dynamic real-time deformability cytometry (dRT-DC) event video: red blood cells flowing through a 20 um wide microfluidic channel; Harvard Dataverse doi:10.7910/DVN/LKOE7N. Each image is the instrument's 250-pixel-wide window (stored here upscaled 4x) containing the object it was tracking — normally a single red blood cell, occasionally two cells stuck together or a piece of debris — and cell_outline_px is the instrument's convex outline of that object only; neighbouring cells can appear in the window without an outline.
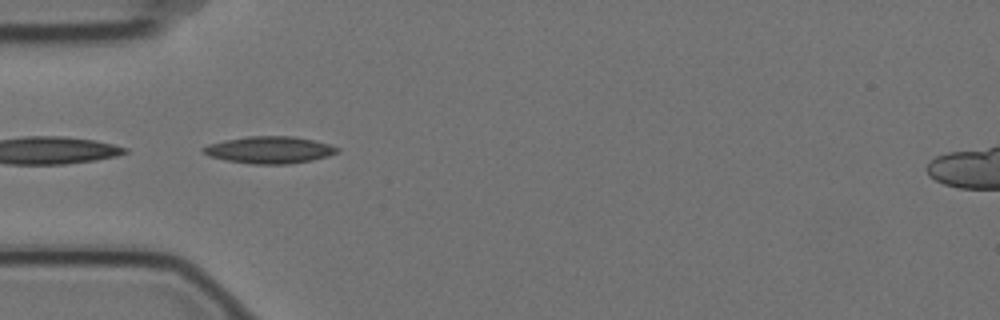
{"species": "Egyptian fruit bat (a non-hibernating species)", "species_latin": "Rousettus aegyptiacus", "temperature_condition": "cold", "stored_images_in_passage": 10, "camera_frame_rate_fps": 3000, "um_per_image_px": 0.085, "animal": {"sex": "female"}, "frame": {"image": 1, "passage_image": 5, "time_ms": 1.333, "image_size_px": [1000, 320], "cell_outline_px": [[340, 148], [336, 152], [328, 156], [312, 160], [288, 164], [252, 164], [224, 160], [208, 156], [200, 148], [208, 144], [248, 136], [292, 136], [312, 140], [328, 144]], "centroid_in_image_um": [22.88, 12.75], "position_along_channel_um": 62.1, "area_um2": 20.92}}
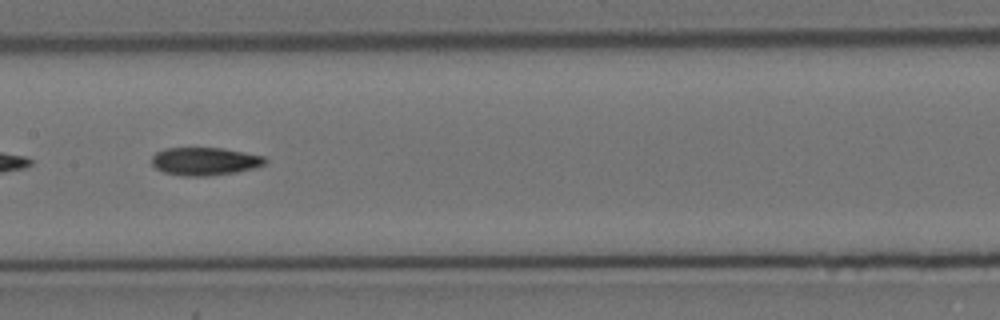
{"frame": {"image": 2, "passage_image": 8, "time_ms": 2.333, "image_size_px": [1000, 320], "cell_outline_px": [[268, 160], [264, 164], [256, 168], [236, 172], [208, 176], [184, 176], [164, 172], [156, 168], [152, 164], [152, 156], [156, 152], [164, 148], [224, 148], [264, 156]], "centroid_in_image_um": [17.42, 13.71], "position_along_channel_um": 190.0, "area_um2": 18.55}}
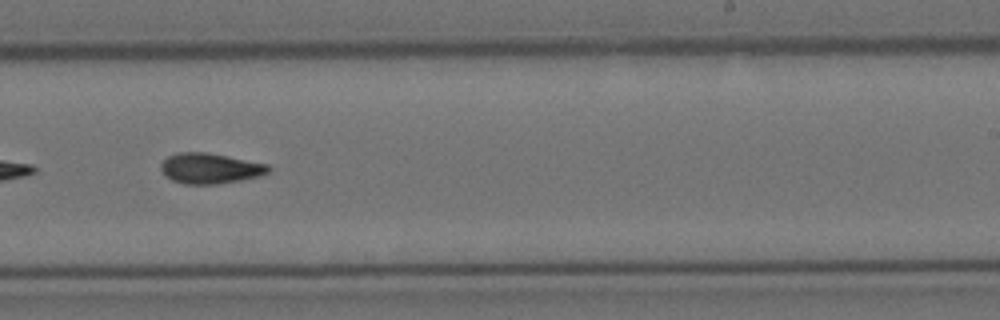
{"frame": {"image": 3, "passage_image": 10, "time_ms": 3.0, "image_size_px": [1000, 320], "cell_outline_px": [[272, 168], [268, 172], [260, 176], [240, 180], [216, 184], [184, 184], [172, 180], [164, 176], [160, 168], [160, 164], [168, 156], [180, 152], [208, 152], [268, 164]], "centroid_in_image_um": [17.84, 14.31], "position_along_channel_um": 271.2, "area_um2": 19.19}}